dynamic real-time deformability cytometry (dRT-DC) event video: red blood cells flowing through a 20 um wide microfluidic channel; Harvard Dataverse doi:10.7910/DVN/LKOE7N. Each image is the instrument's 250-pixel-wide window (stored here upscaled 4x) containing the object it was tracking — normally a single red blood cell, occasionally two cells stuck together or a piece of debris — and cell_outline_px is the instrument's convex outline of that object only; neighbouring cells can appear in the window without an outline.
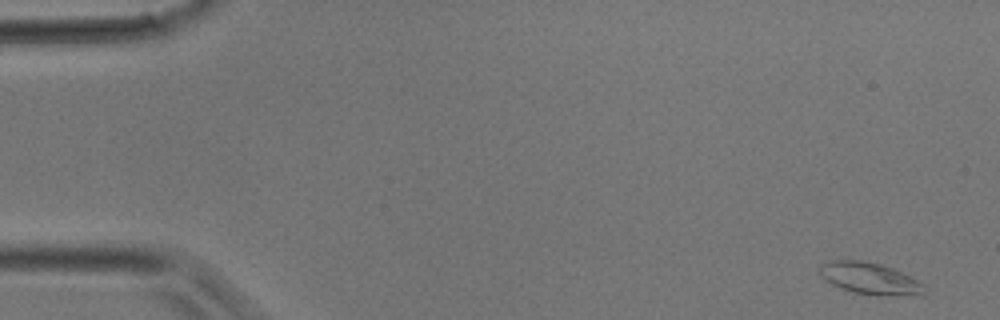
{"species": "common noctule bat (a hibernating species)", "species_latin": "Nyctalus noctula", "temperature_condition": "room temperature", "stored_images_in_passage": 37, "camera_frame_rate_fps": 3000, "um_per_image_px": 0.085, "animal": {"sex": "male", "body_mass_g": 17.9}, "frame": {"image": 1, "passage_image": 1, "time_ms": 0.0, "image_size_px": [1000, 320], "cell_outline_px": [[924, 292], [880, 296], [852, 292], [840, 288], [824, 280], [820, 276], [816, 268], [832, 260], [860, 260], [880, 264], [892, 268], [924, 284]], "centroid_in_image_um": [73.81, 23.65], "position_along_channel_um": 11.2, "area_um2": 18.96}}
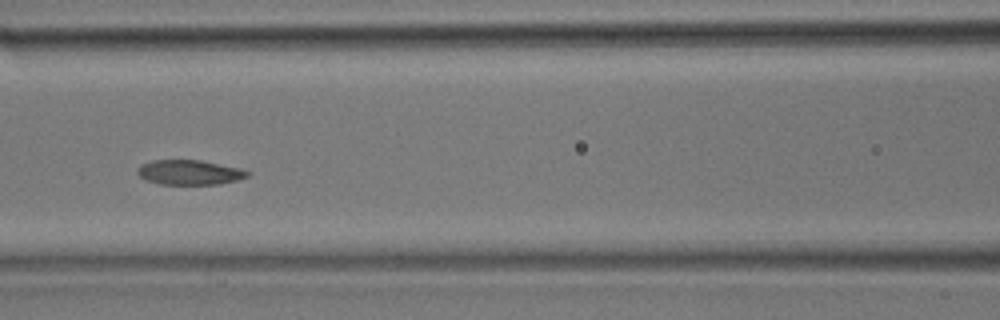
{"frame": {"image": 2, "passage_image": 16, "time_ms": 5.0, "image_size_px": [1000, 320], "cell_outline_px": [[252, 172], [248, 176], [236, 180], [220, 184], [160, 184], [148, 180], [140, 176], [136, 172], [136, 168], [140, 164], [152, 160], [200, 160], [240, 168]], "centroid_in_image_um": [16.1, 14.64], "position_along_channel_um": 150.5, "area_um2": 15.9}}
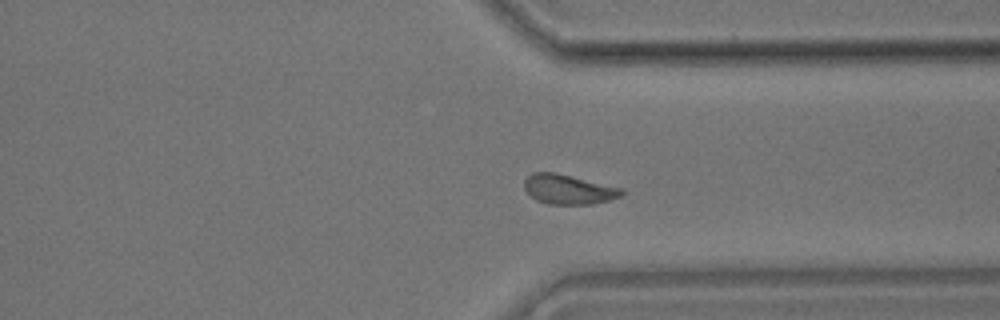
{"frame": {"image": 3, "passage_image": 28, "time_ms": 9.0, "image_size_px": [1000, 320], "cell_outline_px": [[624, 192], [620, 196], [608, 200], [592, 204], [548, 204], [536, 200], [524, 188], [524, 180], [532, 172], [556, 172], [624, 188]], "centroid_in_image_um": [48.32, 16.08], "position_along_channel_um": 363.1, "area_um2": 16.88}}